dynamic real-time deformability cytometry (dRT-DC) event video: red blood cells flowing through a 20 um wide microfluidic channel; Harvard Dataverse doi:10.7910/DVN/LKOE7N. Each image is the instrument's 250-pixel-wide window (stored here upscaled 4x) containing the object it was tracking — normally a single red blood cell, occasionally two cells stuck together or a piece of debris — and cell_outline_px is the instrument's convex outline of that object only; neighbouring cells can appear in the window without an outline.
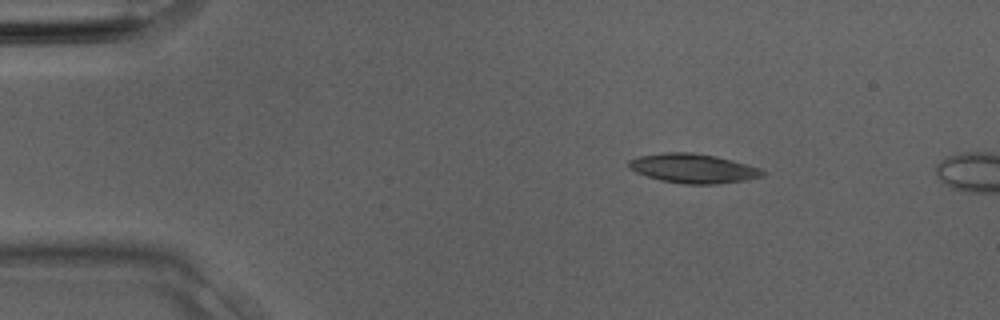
{"species": "Egyptian fruit bat (a non-hibernating species)", "species_latin": "Rousettus aegyptiacus", "temperature_condition": "room temperature", "stored_images_in_passage": 2, "camera_frame_rate_fps": 3000, "um_per_image_px": 0.085, "animal": {"sex": "male"}, "frame": {"image": 1, "passage_image": 1, "time_ms": 0.0, "image_size_px": [1000, 320], "cell_outline_px": [[764, 176], [744, 180], [716, 184], [684, 184], [660, 180], [636, 172], [628, 168], [628, 160], [640, 156], [664, 152], [692, 152], [716, 156], [732, 160], [760, 168], [764, 172]], "centroid_in_image_um": [58.9, 14.31], "position_along_channel_um": 26.1, "area_um2": 22.77}}